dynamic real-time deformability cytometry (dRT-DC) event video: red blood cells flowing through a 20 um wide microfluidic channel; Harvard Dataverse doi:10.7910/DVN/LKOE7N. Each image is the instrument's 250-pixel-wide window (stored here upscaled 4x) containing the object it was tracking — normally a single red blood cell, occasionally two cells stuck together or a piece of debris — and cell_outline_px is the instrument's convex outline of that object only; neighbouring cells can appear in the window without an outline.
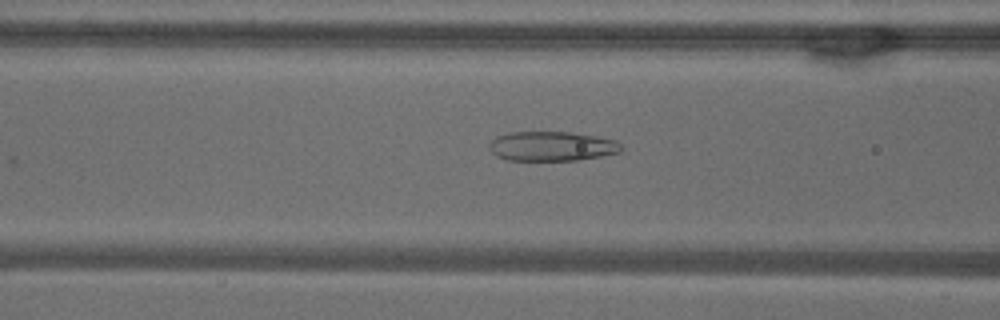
{"species": "common noctule bat (a hibernating species)", "species_latin": "Nyctalus noctula", "temperature_condition": "warm", "stored_images_in_passage": 15, "camera_frame_rate_fps": 3000, "um_per_image_px": 0.085, "animal": {"sex": "male", "body_mass_g": 18.8}, "frame": {"image": 1, "passage_image": 7, "time_ms": 2.0, "image_size_px": [1000, 320], "cell_outline_px": [[624, 148], [620, 152], [600, 156], [576, 160], [508, 160], [496, 156], [488, 148], [488, 144], [496, 136], [508, 132], [572, 132], [596, 136], [616, 140]], "centroid_in_image_um": [46.89, 12.42], "position_along_channel_um": 119.7, "area_um2": 22.83}}
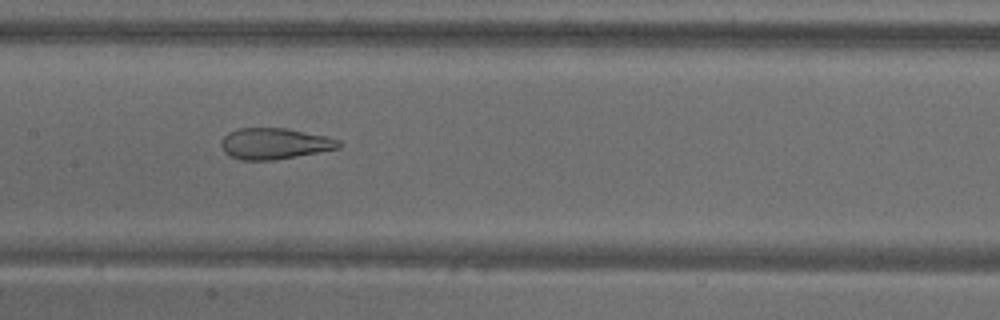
{"frame": {"image": 2, "passage_image": 12, "time_ms": 3.667, "image_size_px": [1000, 320], "cell_outline_px": [[344, 144], [340, 148], [296, 156], [272, 160], [240, 160], [224, 152], [220, 144], [220, 140], [228, 132], [236, 128], [288, 128], [328, 136], [340, 140]], "centroid_in_image_um": [23.35, 12.19], "position_along_channel_um": 184.0, "area_um2": 21.56}}